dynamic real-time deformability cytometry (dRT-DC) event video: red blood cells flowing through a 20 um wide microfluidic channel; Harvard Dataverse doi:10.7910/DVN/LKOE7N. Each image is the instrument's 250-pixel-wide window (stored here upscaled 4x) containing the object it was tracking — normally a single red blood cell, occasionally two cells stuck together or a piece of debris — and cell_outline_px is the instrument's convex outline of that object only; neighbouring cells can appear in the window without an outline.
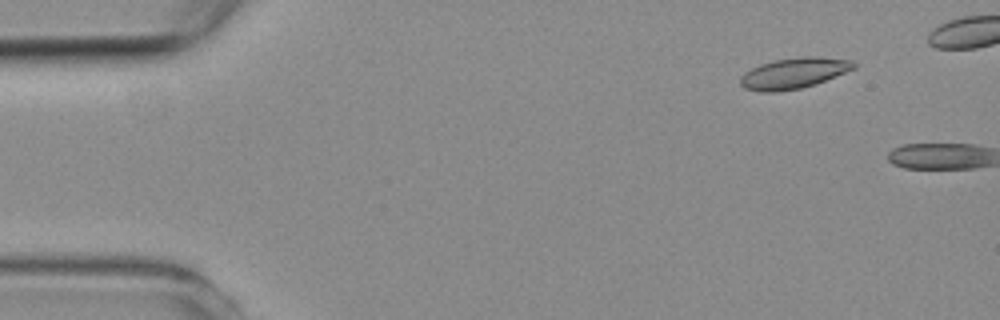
{"species": "common noctule bat (a hibernating species)", "species_latin": "Nyctalus noctula", "temperature_condition": "room temperature", "stored_images_in_passage": 3, "camera_frame_rate_fps": 3000, "um_per_image_px": 0.085, "animal": {"sex": "female", "body_mass_g": 19.3, "forearm_length_mm": 54.1}, "frame": {"image": 1, "passage_image": 2, "time_ms": 1.0, "image_size_px": [1000, 320], "cell_outline_px": [[856, 68], [816, 84], [800, 88], [776, 92], [764, 92], [744, 88], [740, 84], [740, 76], [744, 72], [760, 64], [776, 60], [804, 56], [808, 56], [852, 60], [856, 64]], "centroid_in_image_um": [67.46, 6.23], "position_along_channel_um": 17.5, "area_um2": 20.23}}